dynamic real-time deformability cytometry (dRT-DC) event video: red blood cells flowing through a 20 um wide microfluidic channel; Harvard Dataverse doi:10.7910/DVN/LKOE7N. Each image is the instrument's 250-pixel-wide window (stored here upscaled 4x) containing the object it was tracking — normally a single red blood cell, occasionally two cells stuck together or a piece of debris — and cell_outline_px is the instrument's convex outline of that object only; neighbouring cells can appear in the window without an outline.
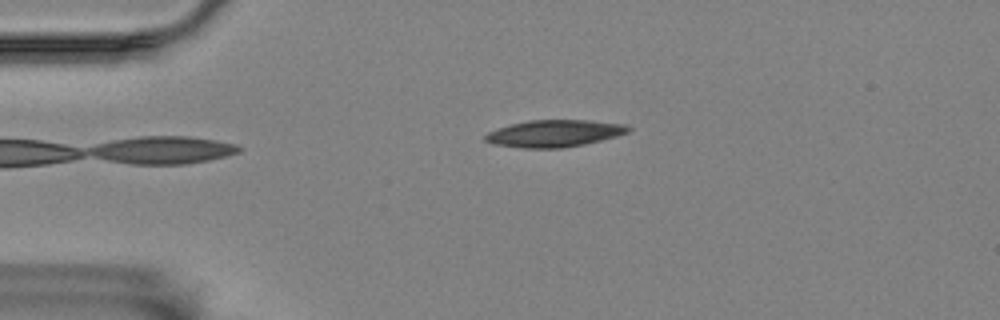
{"species": "Egyptian fruit bat (a non-hibernating species)", "species_latin": "Rousettus aegyptiacus", "temperature_condition": "room temperature", "stored_images_in_passage": 2, "camera_frame_rate_fps": 3000, "um_per_image_px": 0.085, "animal": {"sex": "female"}, "frame": {"image": 1, "passage_image": 1, "time_ms": 0.0, "image_size_px": [1000, 320], "cell_outline_px": [[632, 128], [628, 132], [616, 136], [584, 144], [560, 148], [520, 148], [492, 144], [484, 140], [484, 136], [488, 132], [496, 128], [528, 120], [588, 120], [628, 124]], "centroid_in_image_um": [47.1, 11.34], "position_along_channel_um": 37.9, "area_um2": 22.6}}